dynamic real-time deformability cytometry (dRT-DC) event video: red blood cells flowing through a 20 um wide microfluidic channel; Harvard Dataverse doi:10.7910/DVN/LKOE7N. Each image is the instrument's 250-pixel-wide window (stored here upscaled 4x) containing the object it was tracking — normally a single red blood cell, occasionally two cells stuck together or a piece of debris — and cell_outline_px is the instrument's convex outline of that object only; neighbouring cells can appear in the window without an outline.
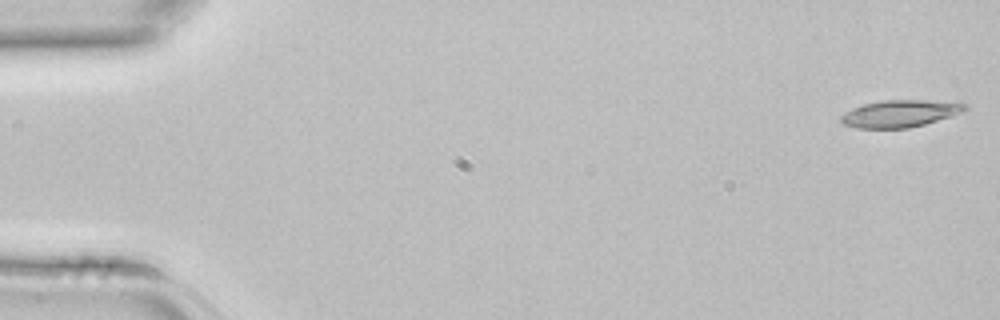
{"species": "common noctule bat (a hibernating species)", "species_latin": "Nyctalus noctula", "temperature_condition": "room temperature", "stored_images_in_passage": 4, "camera_frame_rate_fps": 3000, "um_per_image_px": 0.085, "animal": {"sex": "female", "body_mass_g": 22.7, "forearm_length_mm": 54.2}, "frame": {"image": 1, "passage_image": 1, "time_ms": 0.0, "image_size_px": [1000, 320], "cell_outline_px": [[968, 108], [964, 112], [952, 116], [924, 124], [908, 128], [856, 128], [844, 124], [840, 120], [840, 116], [852, 108], [864, 104], [884, 100], [960, 100], [968, 104]], "centroid_in_image_um": [76.62, 9.63], "position_along_channel_um": 8.4, "area_um2": 20.0}}
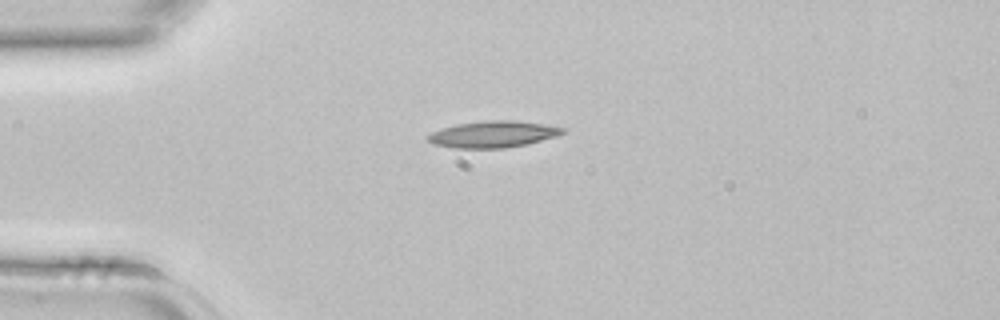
{"frame": {"image": 2, "passage_image": 3, "time_ms": 0.667, "image_size_px": [1000, 320], "cell_outline_px": [[568, 128], [560, 136], [528, 144], [504, 148], [456, 148], [432, 144], [424, 136], [432, 132], [456, 124], [488, 120], [516, 120]], "centroid_in_image_um": [41.95, 11.41], "position_along_channel_um": 43.1, "area_um2": 21.04}}